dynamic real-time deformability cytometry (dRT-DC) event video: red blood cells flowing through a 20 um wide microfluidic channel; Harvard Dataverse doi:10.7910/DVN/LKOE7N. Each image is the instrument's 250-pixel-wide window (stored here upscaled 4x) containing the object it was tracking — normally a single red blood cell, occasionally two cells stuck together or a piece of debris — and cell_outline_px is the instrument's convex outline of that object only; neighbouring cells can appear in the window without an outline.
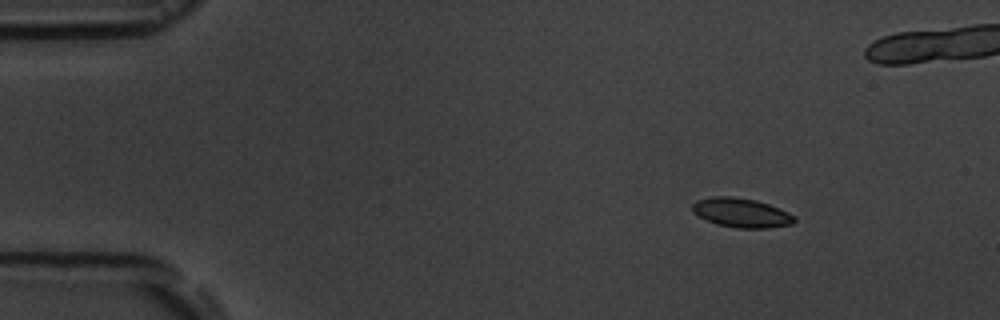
{"species": "common noctule bat (a hibernating species)", "species_latin": "Nyctalus noctula", "temperature_condition": "room temperature", "stored_images_in_passage": 2, "camera_frame_rate_fps": 3000, "um_per_image_px": 0.085, "animal": {"sex": "male", "body_mass_g": 19.5, "forearm_length_mm": 54.6}, "frame": {"image": 1, "passage_image": 1, "time_ms": 0.0, "image_size_px": [1000, 320], "cell_outline_px": [[796, 220], [792, 224], [768, 228], [736, 228], [716, 224], [692, 212], [692, 204], [696, 200], [712, 196], [732, 196], [756, 200], [768, 204], [788, 212], [796, 216]], "centroid_in_image_um": [63.01, 18.08], "position_along_channel_um": 22.0, "area_um2": 17.46}}